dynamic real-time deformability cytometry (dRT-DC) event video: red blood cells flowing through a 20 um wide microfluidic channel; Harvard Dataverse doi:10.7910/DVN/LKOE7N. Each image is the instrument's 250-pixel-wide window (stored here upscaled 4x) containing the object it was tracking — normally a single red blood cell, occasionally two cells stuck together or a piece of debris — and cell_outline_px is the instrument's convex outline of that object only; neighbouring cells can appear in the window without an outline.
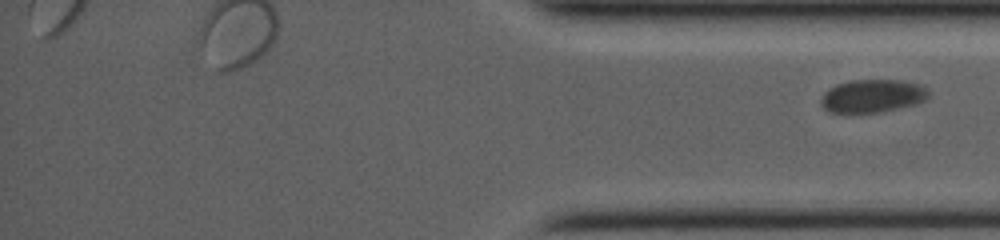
{"species": "common noctule bat (a hibernating species)", "species_latin": "Nyctalus noctula", "temperature_condition": "room temperature", "stored_images_in_passage": 28, "segment_of_instrument_passage": [2, 2], "camera_frame_rate_fps": 4000, "um_per_image_px": 0.085, "animal": {"sex": "female", "body_mass_g": 19.0, "forearm_length_mm": 53.3}, "frame": {"image": 1, "passage_image": 28, "time_ms": 10.5, "image_size_px": [1000, 240], "cell_outline_px": [[932, 92], [924, 100], [916, 104], [900, 108], [880, 112], [828, 112], [820, 104], [820, 100], [824, 92], [836, 84], [848, 80], [900, 80], [920, 84], [928, 88]], "centroid_in_image_um": [74.18, 8.14], "position_along_channel_um": 361.0, "area_um2": 20.92}}